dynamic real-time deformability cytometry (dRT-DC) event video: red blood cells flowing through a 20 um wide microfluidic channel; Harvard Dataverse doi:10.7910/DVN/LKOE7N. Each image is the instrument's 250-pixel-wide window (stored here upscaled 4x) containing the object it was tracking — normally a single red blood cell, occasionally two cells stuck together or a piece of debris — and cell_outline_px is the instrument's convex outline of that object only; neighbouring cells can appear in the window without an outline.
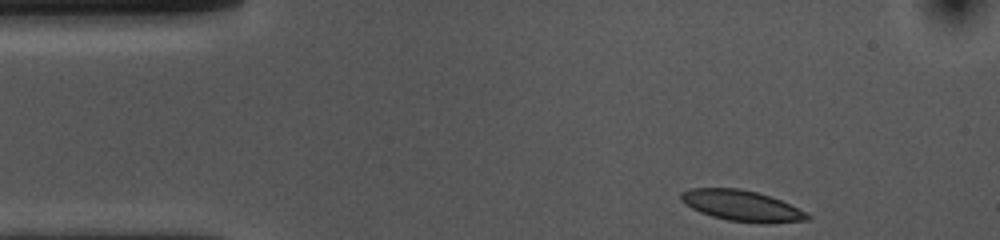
{"species": "common noctule bat (a hibernating species)", "species_latin": "Nyctalus noctula", "temperature_condition": "cold", "stored_images_in_passage": 37, "camera_frame_rate_fps": 3000, "um_per_image_px": 0.085, "animal": {"sex": "female", "body_mass_g": 10.0, "forearm_length_mm": 53.1}, "frame": {"image": 1, "passage_image": 1, "time_ms": 0.0, "image_size_px": [1000, 240], "cell_outline_px": [[812, 216], [808, 220], [768, 224], [760, 224], [728, 220], [712, 216], [700, 212], [692, 208], [680, 200], [680, 192], [692, 188], [740, 188], [756, 192], [780, 200], [808, 212]], "centroid_in_image_um": [63.08, 17.5], "position_along_channel_um": 21.9, "area_um2": 22.83}}
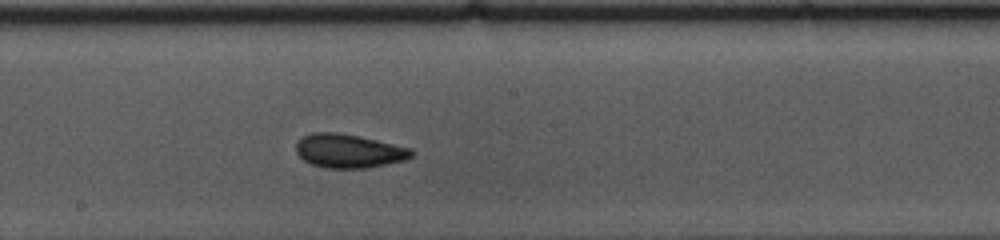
{"frame": {"image": 2, "passage_image": 22, "time_ms": 7.0, "image_size_px": [1000, 240], "cell_outline_px": [[416, 152], [412, 156], [404, 160], [368, 168], [324, 168], [312, 164], [304, 160], [296, 152], [296, 144], [304, 136], [312, 132], [336, 132], [356, 136], [412, 148]], "centroid_in_image_um": [29.65, 12.84], "position_along_channel_um": 218.5, "area_um2": 22.54}}
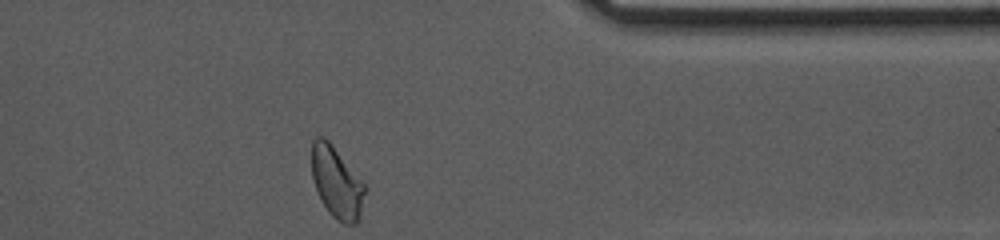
{"frame": {"image": 3, "passage_image": 37, "time_ms": 12.0, "image_size_px": [1000, 240], "cell_outline_px": [[368, 188], [360, 220], [356, 224], [344, 224], [336, 220], [328, 212], [312, 180], [312, 140], [316, 136], [324, 136], [328, 140]], "centroid_in_image_um": [28.65, 15.55], "position_along_channel_um": 382.7, "area_um2": 22.37}, "authors_computed_cell_mechanics": {"area_um2": 22.3108, "velocity_mm_per_s": 3.651, "shape_relaxation_time_tau1_ms": 3.4145, "shape_relaxation_time_tau2_ms": 1.6308, "deformation_change_tau1": 0.1083, "deformation_change_tau2": 0.0656}}